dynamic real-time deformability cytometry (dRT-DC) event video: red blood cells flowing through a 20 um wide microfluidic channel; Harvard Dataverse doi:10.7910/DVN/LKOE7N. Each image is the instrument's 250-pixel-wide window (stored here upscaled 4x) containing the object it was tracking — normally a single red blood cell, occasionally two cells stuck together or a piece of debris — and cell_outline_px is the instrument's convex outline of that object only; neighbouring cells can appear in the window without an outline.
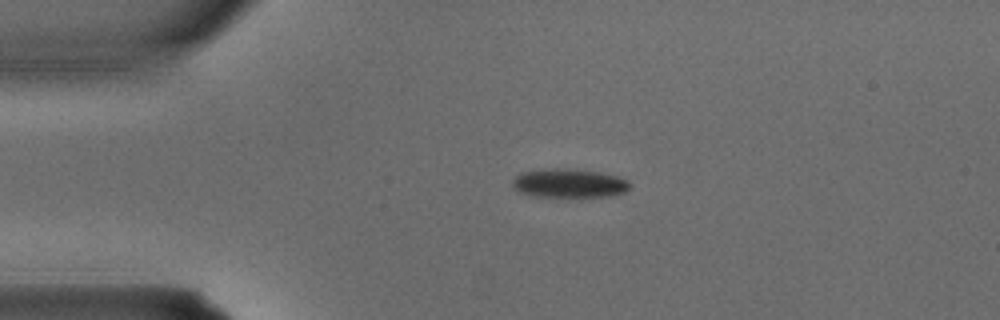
{"species": "common noctule bat (a hibernating species)", "species_latin": "Nyctalus noctula", "temperature_condition": "warm", "stored_images_in_passage": 1, "camera_frame_rate_fps": 3000, "um_per_image_px": 0.085, "animal": {"sex": "male", "body_mass_g": 15.6}, "frame": {"image": 1, "passage_image": 1, "time_ms": 0.0, "image_size_px": [1000, 320], "cell_outline_px": [[632, 188], [624, 192], [608, 196], [532, 196], [516, 192], [512, 188], [512, 180], [520, 172], [552, 168], [572, 168], [600, 172], [620, 176], [628, 180], [632, 184]], "centroid_in_image_um": [48.37, 15.56], "position_along_channel_um": 36.6, "area_um2": 20.11}}